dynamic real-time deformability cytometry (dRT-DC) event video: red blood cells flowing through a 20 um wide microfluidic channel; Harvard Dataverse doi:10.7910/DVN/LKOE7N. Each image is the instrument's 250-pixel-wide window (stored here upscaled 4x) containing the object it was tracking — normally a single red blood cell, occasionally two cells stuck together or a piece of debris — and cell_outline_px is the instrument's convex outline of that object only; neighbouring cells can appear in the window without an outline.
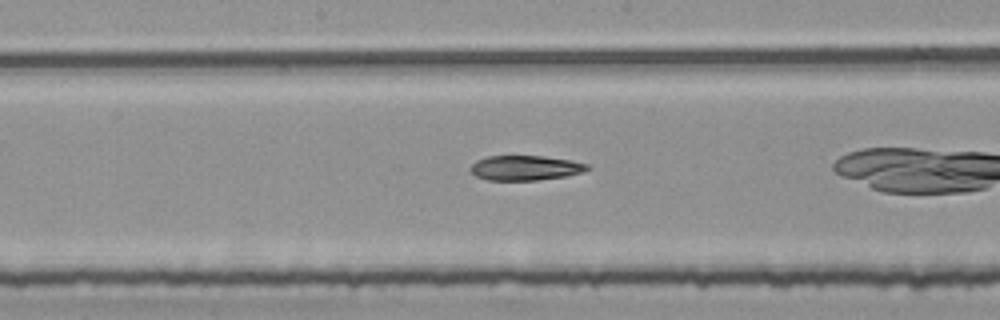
{"species": "common noctule bat (a hibernating species)", "species_latin": "Nyctalus noctula", "temperature_condition": "room temperature", "stored_images_in_passage": 25, "camera_frame_rate_fps": 3000, "um_per_image_px": 0.085, "animal": {"sex": "female", "body_mass_g": 25.1}, "frame": {"image": 1, "passage_image": 11, "time_ms": 3.333, "image_size_px": [1000, 320], "cell_outline_px": [[592, 168], [584, 172], [564, 176], [536, 180], [488, 180], [476, 176], [468, 168], [476, 160], [484, 156], [544, 156], [568, 160], [588, 164]], "centroid_in_image_um": [44.63, 14.26], "position_along_channel_um": 203.6, "area_um2": 16.94}}